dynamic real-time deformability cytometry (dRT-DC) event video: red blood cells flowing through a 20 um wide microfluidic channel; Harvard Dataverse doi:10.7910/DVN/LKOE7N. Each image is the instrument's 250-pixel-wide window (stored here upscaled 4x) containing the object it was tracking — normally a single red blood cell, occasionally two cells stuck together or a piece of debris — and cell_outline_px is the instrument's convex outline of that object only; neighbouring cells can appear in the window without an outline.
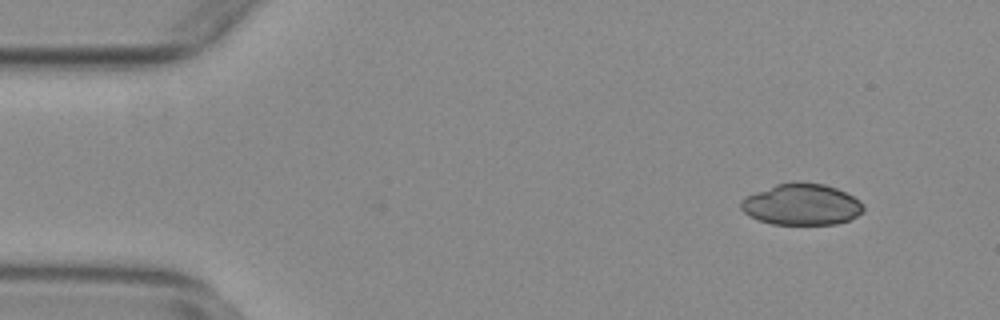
{"species": "common noctule bat (a hibernating species)", "species_latin": "Nyctalus noctula", "temperature_condition": "warm", "stored_images_in_passage": 52, "camera_frame_rate_fps": 3000, "um_per_image_px": 0.085, "animal": {"sex": "female", "body_mass_g": 29.2, "forearm_length_mm": 56.3}, "frame": {"image": 1, "passage_image": 6, "time_ms": 1.667, "image_size_px": [1000, 320], "cell_outline_px": [[864, 212], [848, 220], [836, 224], [772, 224], [748, 216], [740, 208], [740, 200], [756, 192], [776, 184], [796, 180], [824, 184], [836, 188], [860, 200], [864, 204]], "centroid_in_image_um": [68.14, 17.37], "position_along_channel_um": 16.9, "area_um2": 29.65}}
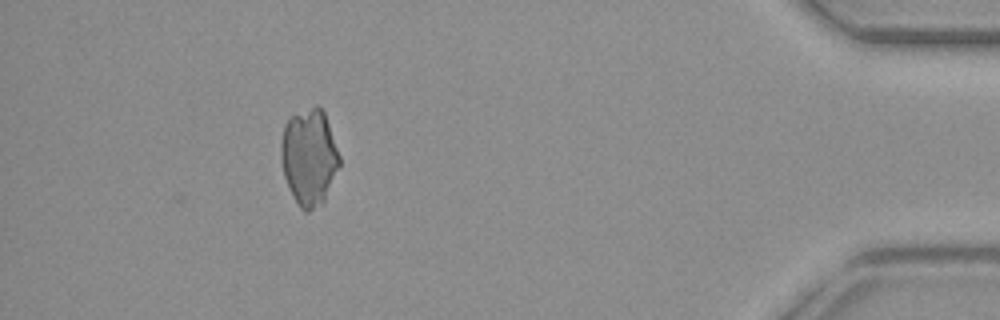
{"frame": {"image": 2, "passage_image": 50, "time_ms": 16.333, "image_size_px": [1000, 320], "cell_outline_px": [[340, 164], [324, 204], [308, 212], [304, 212], [300, 208], [292, 196], [288, 188], [284, 176], [280, 160], [280, 144], [284, 124], [292, 116], [316, 104], [324, 112], [340, 156]], "centroid_in_image_um": [26.26, 13.4], "position_along_channel_um": 408.9, "area_um2": 33.23}}